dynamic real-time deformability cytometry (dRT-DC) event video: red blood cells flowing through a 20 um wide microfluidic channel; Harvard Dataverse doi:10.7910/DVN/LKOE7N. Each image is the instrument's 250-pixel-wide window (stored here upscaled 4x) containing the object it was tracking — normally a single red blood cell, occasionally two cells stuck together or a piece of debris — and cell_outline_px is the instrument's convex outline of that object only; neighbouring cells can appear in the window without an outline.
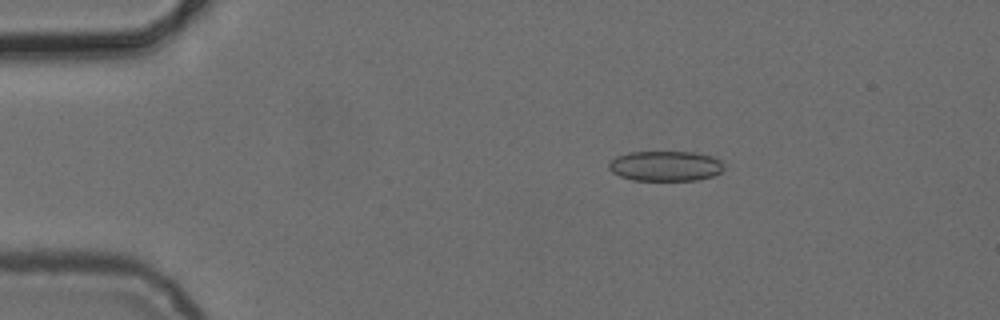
{"species": "common noctule bat (a hibernating species)", "species_latin": "Nyctalus noctula", "temperature_condition": "cold", "stored_images_in_passage": 4, "camera_frame_rate_fps": 3000, "um_per_image_px": 0.085, "animal": {"sex": "female", "body_mass_g": 24.6, "forearm_length_mm": 56.2}, "frame": {"image": 1, "passage_image": 1, "time_ms": 0.0, "image_size_px": [1000, 320], "cell_outline_px": [[724, 168], [720, 172], [712, 176], [696, 180], [632, 180], [620, 176], [612, 172], [608, 168], [608, 164], [616, 156], [628, 152], [692, 152], [712, 156], [720, 160]], "centroid_in_image_um": [56.54, 14.11], "position_along_channel_um": 28.5, "area_um2": 20.17}}